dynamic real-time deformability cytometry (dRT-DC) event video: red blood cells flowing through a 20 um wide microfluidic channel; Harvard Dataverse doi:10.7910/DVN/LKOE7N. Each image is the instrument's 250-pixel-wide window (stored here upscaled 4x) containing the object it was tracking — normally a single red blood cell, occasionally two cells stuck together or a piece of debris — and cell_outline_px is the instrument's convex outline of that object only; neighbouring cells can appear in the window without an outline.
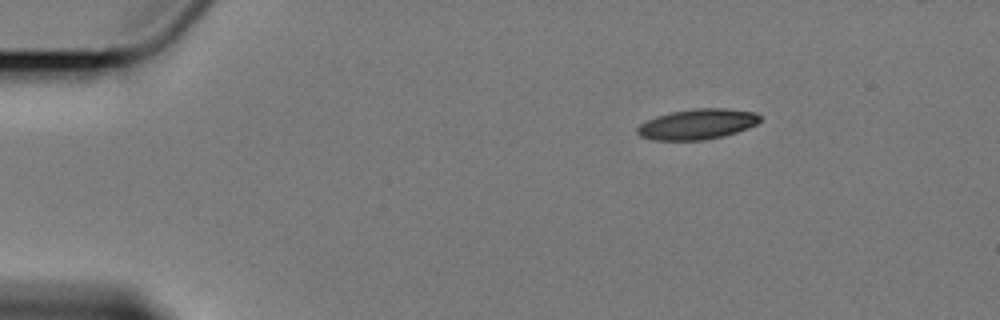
{"species": "Egyptian fruit bat (a non-hibernating species)", "species_latin": "Rousettus aegyptiacus", "temperature_condition": "cold", "stored_images_in_passage": 4, "camera_frame_rate_fps": 3000, "um_per_image_px": 0.085, "animal": {"sex": "female"}, "frame": {"image": 1, "passage_image": 1, "time_ms": 0.0, "image_size_px": [1000, 320], "cell_outline_px": [[760, 120], [756, 124], [748, 128], [724, 136], [704, 140], [656, 140], [640, 136], [636, 132], [636, 128], [640, 124], [656, 116], [672, 112], [696, 108], [724, 108], [756, 112], [760, 116]], "centroid_in_image_um": [59.28, 10.55], "position_along_channel_um": 25.7, "area_um2": 21.68}}
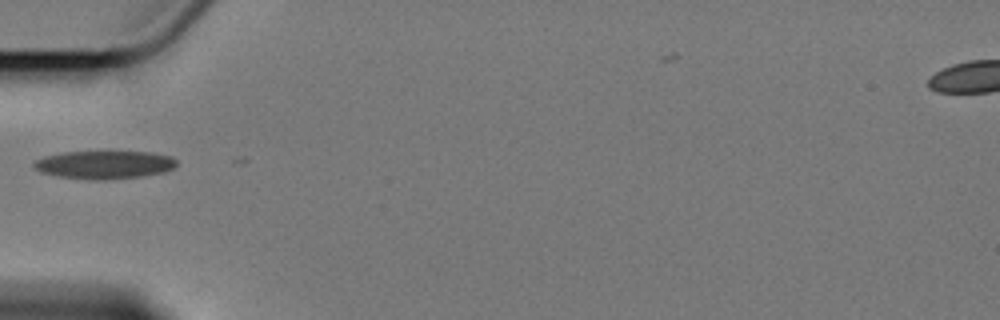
{"frame": {"image": 2, "passage_image": 4, "time_ms": 3.667, "image_size_px": [1000, 320], "cell_outline_px": [[176, 164], [172, 168], [164, 172], [140, 176], [100, 180], [88, 180], [60, 176], [40, 172], [32, 164], [32, 160], [44, 156], [64, 152], [108, 148], [152, 152], [172, 156], [176, 160]], "centroid_in_image_um": [8.86, 13.93], "position_along_channel_um": 76.1, "area_um2": 24.57}}